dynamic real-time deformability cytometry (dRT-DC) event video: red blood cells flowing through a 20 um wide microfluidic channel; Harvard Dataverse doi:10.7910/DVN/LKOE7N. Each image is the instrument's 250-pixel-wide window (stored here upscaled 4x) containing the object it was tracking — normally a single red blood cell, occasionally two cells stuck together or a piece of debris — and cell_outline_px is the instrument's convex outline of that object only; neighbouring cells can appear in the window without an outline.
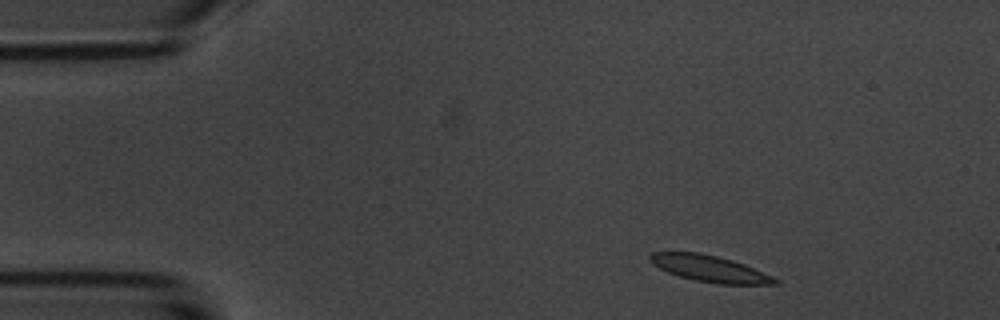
{"species": "common noctule bat (a hibernating species)", "species_latin": "Nyctalus noctula", "temperature_condition": "room temperature", "stored_images_in_passage": 4, "segment_of_instrument_passage": [1, 2], "camera_frame_rate_fps": 3000, "um_per_image_px": 0.085, "animal": {"sex": "male", "body_mass_g": 20.1, "forearm_length_mm": 53.5}, "frame": {"image": 1, "passage_image": 1, "time_ms": 0.0, "image_size_px": [1000, 320], "cell_outline_px": [[780, 284], [716, 284], [696, 280], [680, 276], [668, 272], [652, 264], [648, 260], [648, 256], [652, 252], [700, 252], [732, 260], [744, 264], [772, 276], [780, 280]], "centroid_in_image_um": [60.32, 22.83], "position_along_channel_um": 24.7, "area_um2": 19.19}}